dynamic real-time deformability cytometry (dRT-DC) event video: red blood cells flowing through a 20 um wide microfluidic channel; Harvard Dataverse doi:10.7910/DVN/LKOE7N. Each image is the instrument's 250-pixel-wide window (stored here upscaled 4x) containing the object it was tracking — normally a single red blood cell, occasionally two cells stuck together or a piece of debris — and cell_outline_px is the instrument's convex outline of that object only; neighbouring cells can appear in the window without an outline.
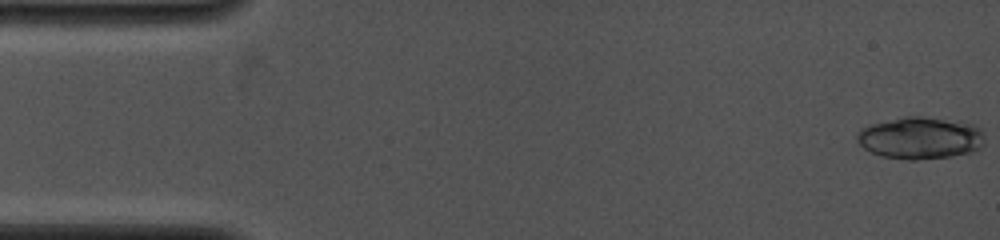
{"species": "common noctule bat (a hibernating species)", "species_latin": "Nyctalus noctula", "temperature_condition": "cold", "stored_images_in_passage": 10, "camera_frame_rate_fps": 4000, "um_per_image_px": 0.085, "animal": {"sex": "female", "body_mass_g": 19.0, "forearm_length_mm": 53.3}, "frame": {"image": 1, "passage_image": 1, "time_ms": 0.0, "image_size_px": [1000, 240], "cell_outline_px": [[984, 144], [980, 148], [972, 152], [952, 156], [916, 160], [908, 160], [880, 156], [864, 148], [856, 140], [856, 132], [860, 128], [872, 124], [908, 116], [920, 116], [960, 120], [972, 124], [980, 128], [984, 136]], "centroid_in_image_um": [78.25, 11.73], "position_along_channel_um": 6.8, "area_um2": 31.62}}
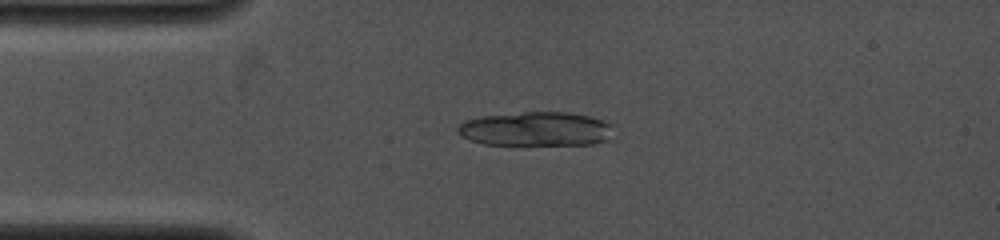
{"frame": {"image": 2, "passage_image": 9, "time_ms": 3.25, "image_size_px": [1000, 240], "cell_outline_px": [[616, 124], [604, 140], [592, 144], [484, 144], [472, 140], [464, 136], [456, 128], [464, 120], [484, 116], [524, 112], [568, 112], [588, 116]], "centroid_in_image_um": [45.57, 10.95], "position_along_channel_um": 39.4, "area_um2": 30.52}}